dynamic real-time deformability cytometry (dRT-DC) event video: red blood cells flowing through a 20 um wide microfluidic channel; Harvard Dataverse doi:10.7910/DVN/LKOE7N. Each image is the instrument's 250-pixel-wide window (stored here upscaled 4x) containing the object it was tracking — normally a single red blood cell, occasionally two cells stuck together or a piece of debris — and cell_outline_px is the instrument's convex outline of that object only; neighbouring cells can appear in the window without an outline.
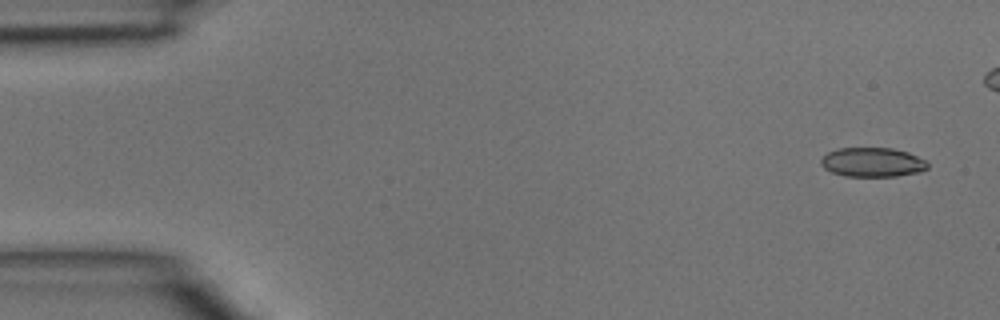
{"species": "common noctule bat (a hibernating species)", "species_latin": "Nyctalus noctula", "temperature_condition": "room temperature", "stored_images_in_passage": 5, "camera_frame_rate_fps": 3000, "um_per_image_px": 0.085, "animal": {"sex": "male", "body_mass_g": 15.6}, "frame": {"image": 1, "passage_image": 1, "time_ms": 0.0, "image_size_px": [1000, 320], "cell_outline_px": [[928, 168], [920, 172], [896, 176], [844, 176], [832, 172], [824, 168], [820, 164], [820, 160], [828, 152], [836, 148], [892, 148], [908, 152], [924, 160], [928, 164]], "centroid_in_image_um": [74.14, 13.79], "position_along_channel_um": 10.9, "area_um2": 18.21}}